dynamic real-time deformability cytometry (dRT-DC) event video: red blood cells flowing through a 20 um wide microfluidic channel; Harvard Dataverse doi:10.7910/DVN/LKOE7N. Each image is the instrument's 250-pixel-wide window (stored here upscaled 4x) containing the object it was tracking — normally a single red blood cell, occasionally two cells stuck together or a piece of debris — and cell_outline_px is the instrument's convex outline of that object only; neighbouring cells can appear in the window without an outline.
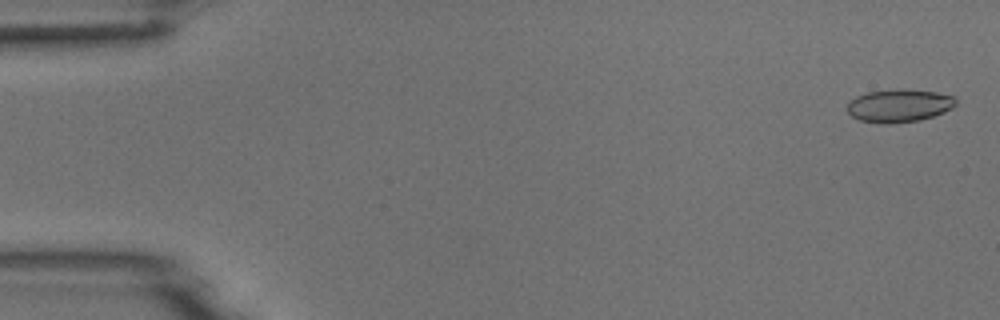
{"species": "common noctule bat (a hibernating species)", "species_latin": "Nyctalus noctula", "temperature_condition": "room temperature", "stored_images_in_passage": 53, "camera_frame_rate_fps": 3000, "um_per_image_px": 0.085, "animal": {"sex": "male", "body_mass_g": 18.8}, "frame": {"image": 1, "passage_image": 2, "time_ms": 0.333, "image_size_px": [1000, 320], "cell_outline_px": [[956, 104], [952, 108], [944, 112], [920, 120], [888, 124], [860, 120], [852, 116], [844, 108], [856, 96], [868, 92], [900, 88], [904, 88], [936, 92], [952, 96], [956, 100]], "centroid_in_image_um": [76.41, 8.97], "position_along_channel_um": 8.6, "area_um2": 20.87}}
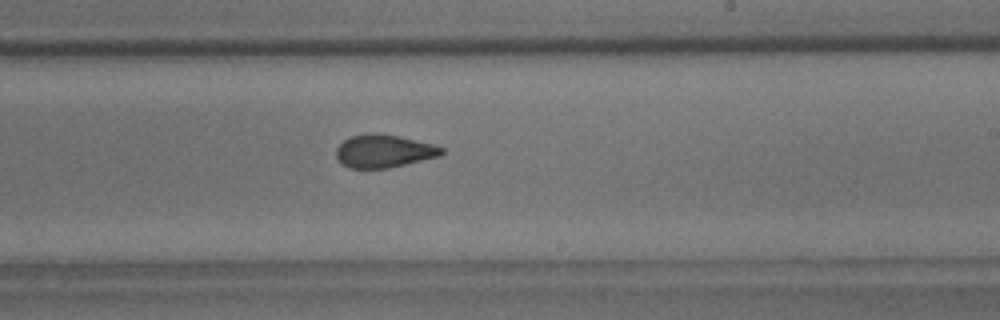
{"frame": {"image": 2, "passage_image": 32, "time_ms": 10.333, "image_size_px": [1000, 320], "cell_outline_px": [[444, 152], [440, 156], [388, 168], [348, 168], [340, 164], [336, 160], [336, 148], [344, 140], [352, 136], [372, 132], [376, 132], [396, 136], [432, 144], [444, 148]], "centroid_in_image_um": [32.58, 12.85], "position_along_channel_um": 256.4, "area_um2": 20.23}}
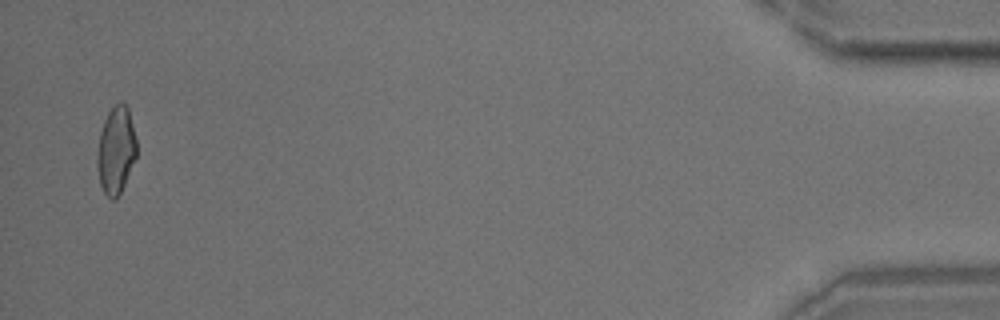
{"frame": {"image": 3, "passage_image": 52, "time_ms": 17.0, "image_size_px": [1000, 320], "cell_outline_px": [[136, 156], [124, 184], [116, 200], [112, 200], [104, 192], [100, 184], [96, 164], [96, 160], [100, 132], [104, 120], [108, 112], [120, 100], [124, 100], [128, 108], [136, 140]], "centroid_in_image_um": [9.84, 12.75], "position_along_channel_um": 425.4, "area_um2": 19.94}}